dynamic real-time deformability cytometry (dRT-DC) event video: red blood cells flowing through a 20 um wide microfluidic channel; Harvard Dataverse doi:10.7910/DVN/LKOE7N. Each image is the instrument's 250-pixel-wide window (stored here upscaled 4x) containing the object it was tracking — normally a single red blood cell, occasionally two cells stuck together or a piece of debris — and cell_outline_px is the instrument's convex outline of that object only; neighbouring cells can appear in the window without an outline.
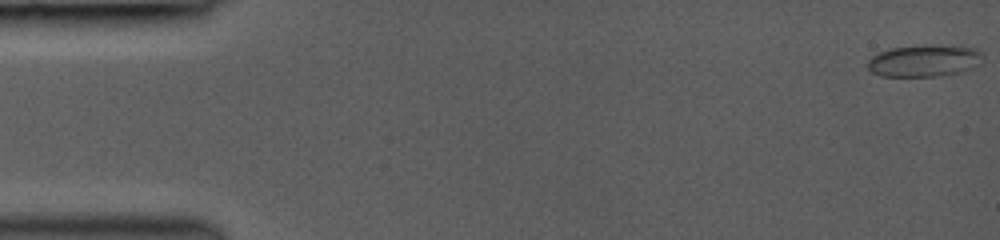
{"species": "common noctule bat (a hibernating species)", "species_latin": "Nyctalus noctula", "temperature_condition": "room temperature", "stored_images_in_passage": 61, "camera_frame_rate_fps": 3000, "um_per_image_px": 0.085, "animal": {"sex": "female", "body_mass_g": 19.0, "forearm_length_mm": 53.3}, "frame": {"image": 1, "passage_image": 1, "time_ms": 0.0, "image_size_px": [1000, 240], "cell_outline_px": [[984, 56], [980, 64], [960, 72], [940, 76], [880, 76], [872, 72], [868, 68], [868, 60], [872, 56], [880, 52], [892, 48], [924, 44], [936, 44], [976, 48]], "centroid_in_image_um": [78.58, 5.15], "position_along_channel_um": 6.4, "area_um2": 21.62}}
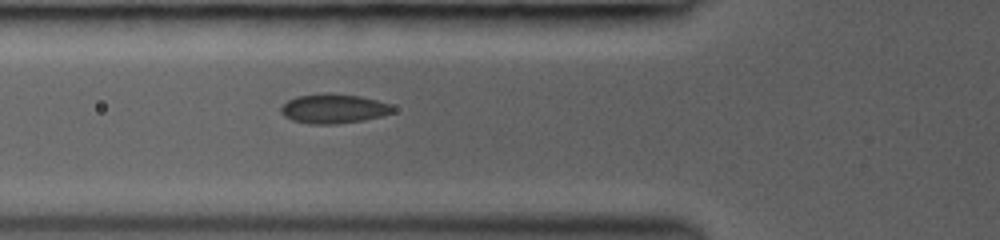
{"frame": {"image": 2, "passage_image": 42, "time_ms": 5.667, "image_size_px": [1000, 240], "cell_outline_px": [[396, 108], [392, 112], [380, 116], [364, 120], [336, 124], [308, 124], [292, 120], [284, 116], [280, 112], [280, 108], [288, 100], [296, 96], [328, 92], [360, 96], [376, 100], [388, 104]], "centroid_in_image_um": [28.32, 9.23], "position_along_channel_um": 97.5, "area_um2": 19.25}}
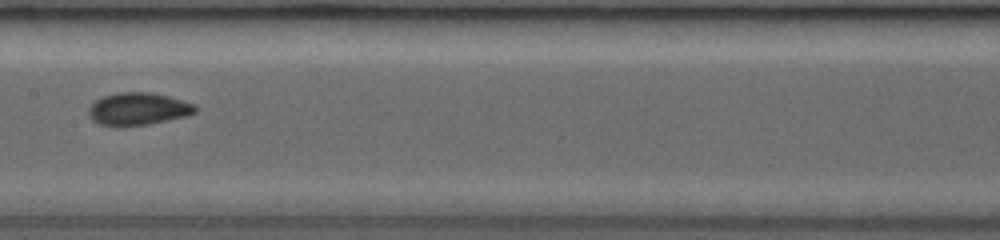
{"frame": {"image": 3, "passage_image": 60, "time_ms": 8.0, "image_size_px": [1000, 240], "cell_outline_px": [[196, 112], [188, 116], [148, 124], [124, 128], [100, 124], [92, 120], [88, 116], [88, 108], [96, 100], [104, 96], [116, 92], [152, 92], [168, 96], [196, 104]], "centroid_in_image_um": [11.73, 9.27], "position_along_channel_um": 195.7, "area_um2": 20.58}}